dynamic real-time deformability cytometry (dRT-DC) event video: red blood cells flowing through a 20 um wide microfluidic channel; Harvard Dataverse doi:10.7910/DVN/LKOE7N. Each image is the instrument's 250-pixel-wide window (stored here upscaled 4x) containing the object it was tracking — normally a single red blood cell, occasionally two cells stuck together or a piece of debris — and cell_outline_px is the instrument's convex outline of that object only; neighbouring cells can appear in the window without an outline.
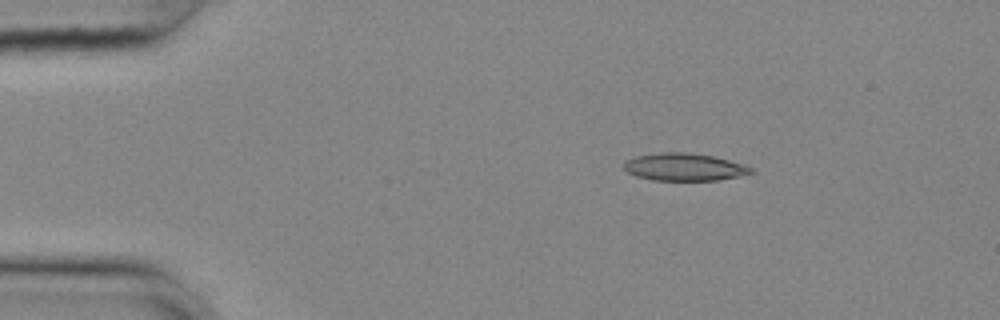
{"species": "common noctule bat (a hibernating species)", "species_latin": "Nyctalus noctula", "temperature_condition": "cold", "stored_images_in_passage": 47, "camera_frame_rate_fps": 3000, "um_per_image_px": 0.085, "animal": {"sex": "female", "body_mass_g": 25.1}, "frame": {"image": 1, "passage_image": 1, "time_ms": 0.0, "image_size_px": [1000, 320], "cell_outline_px": [[756, 172], [740, 176], [716, 180], [652, 180], [636, 176], [628, 172], [624, 168], [624, 160], [636, 156], [660, 152], [688, 152], [712, 156], [728, 160], [752, 168]], "centroid_in_image_um": [58.13, 14.19], "position_along_channel_um": 26.9, "area_um2": 20.29}}
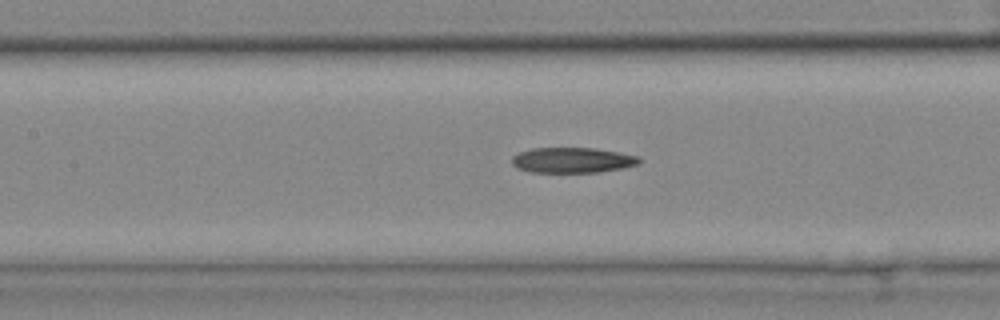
{"frame": {"image": 2, "passage_image": 17, "time_ms": 5.333, "image_size_px": [1000, 320], "cell_outline_px": [[640, 164], [620, 168], [596, 172], [528, 172], [516, 168], [512, 164], [512, 156], [520, 152], [532, 148], [596, 148], [640, 156]], "centroid_in_image_um": [48.63, 13.61], "position_along_channel_um": 158.8, "area_um2": 18.84}}
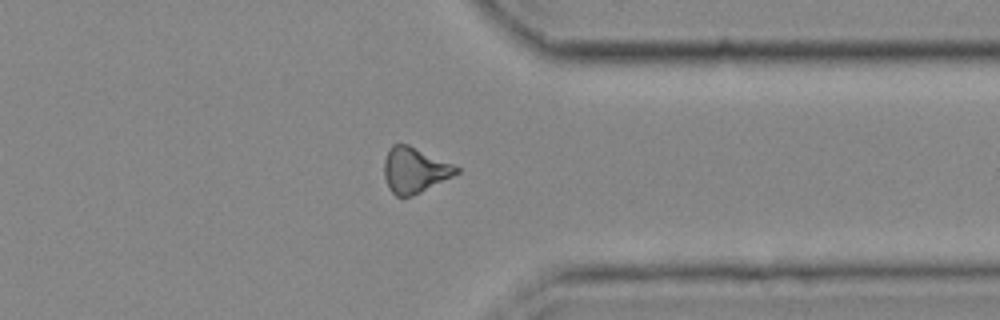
{"frame": {"image": 3, "passage_image": 35, "time_ms": 11.333, "image_size_px": [1000, 320], "cell_outline_px": [[460, 172], [412, 196], [396, 196], [388, 188], [384, 176], [384, 160], [388, 148], [392, 144], [408, 144], [452, 164], [460, 168]], "centroid_in_image_um": [35.2, 14.45], "position_along_channel_um": 376.2, "area_um2": 18.96}}